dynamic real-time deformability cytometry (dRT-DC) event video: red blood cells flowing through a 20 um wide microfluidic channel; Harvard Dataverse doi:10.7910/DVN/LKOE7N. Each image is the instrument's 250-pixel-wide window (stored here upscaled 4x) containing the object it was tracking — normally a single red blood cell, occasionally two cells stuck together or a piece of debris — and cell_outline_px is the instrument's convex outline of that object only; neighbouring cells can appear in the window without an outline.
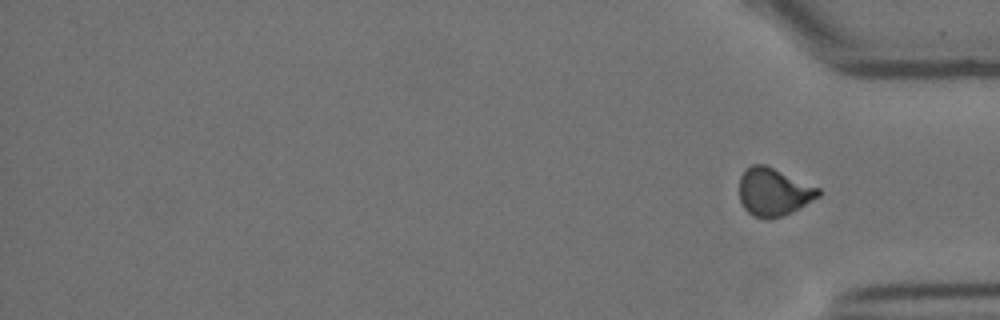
{"species": "Egyptian fruit bat (a non-hibernating species)", "species_latin": "Rousettus aegyptiacus", "temperature_condition": "cold", "stored_images_in_passage": 15, "segment_of_instrument_passage": [2, 2], "camera_frame_rate_fps": 3000, "um_per_image_px": 0.085, "animal": {"sex": "female"}, "frame": {"image": 1, "passage_image": 15, "time_ms": 19.0, "image_size_px": [1000, 320], "cell_outline_px": [[820, 196], [792, 212], [780, 216], [752, 216], [744, 208], [740, 200], [740, 176], [744, 168], [752, 164], [764, 164], [820, 188]], "centroid_in_image_um": [65.74, 16.28], "position_along_channel_um": 369.5, "area_um2": 21.68}}